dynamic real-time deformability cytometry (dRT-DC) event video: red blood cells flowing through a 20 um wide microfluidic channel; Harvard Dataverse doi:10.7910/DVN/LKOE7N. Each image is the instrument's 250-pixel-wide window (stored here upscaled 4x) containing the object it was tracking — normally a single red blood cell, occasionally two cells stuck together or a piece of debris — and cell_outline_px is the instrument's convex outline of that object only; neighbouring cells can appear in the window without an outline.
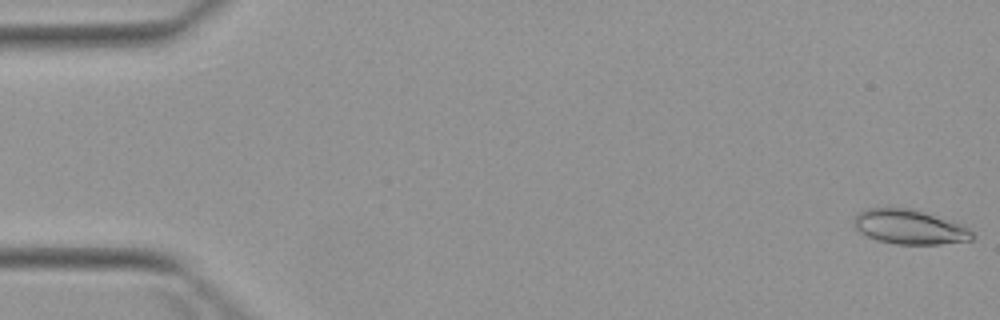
{"species": "Egyptian fruit bat (a non-hibernating species)", "species_latin": "Rousettus aegyptiacus", "temperature_condition": "warm", "stored_images_in_passage": 6, "camera_frame_rate_fps": 3000, "um_per_image_px": 0.085, "animal": {"sex": "female"}, "frame": {"image": 1, "passage_image": 1, "time_ms": 0.0, "image_size_px": [1000, 320], "cell_outline_px": [[972, 240], [940, 244], [896, 244], [880, 240], [868, 236], [860, 232], [856, 228], [852, 220], [864, 208], [912, 208], [960, 224], [968, 228], [972, 232]], "centroid_in_image_um": [77.29, 19.28], "position_along_channel_um": 7.7, "area_um2": 23.47}}
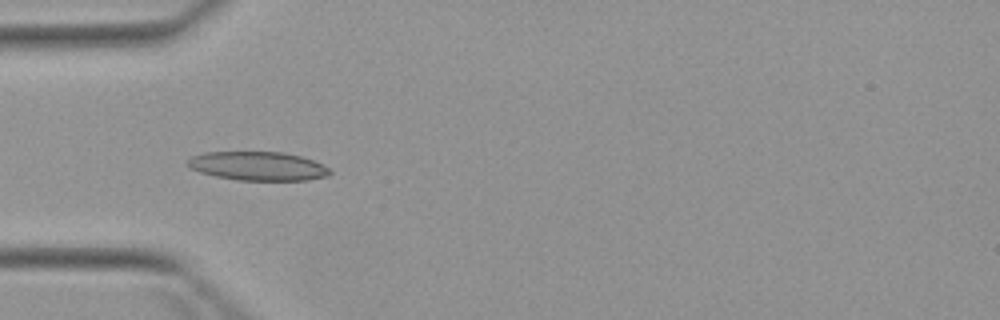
{"frame": {"image": 2, "passage_image": 5, "time_ms": 5.0, "image_size_px": [1000, 320], "cell_outline_px": [[332, 172], [328, 176], [308, 180], [236, 180], [216, 176], [200, 172], [188, 168], [184, 164], [192, 156], [204, 152], [284, 152], [300, 156], [312, 160], [328, 168]], "centroid_in_image_um": [21.88, 14.11], "position_along_channel_um": 63.1, "area_um2": 23.93}}
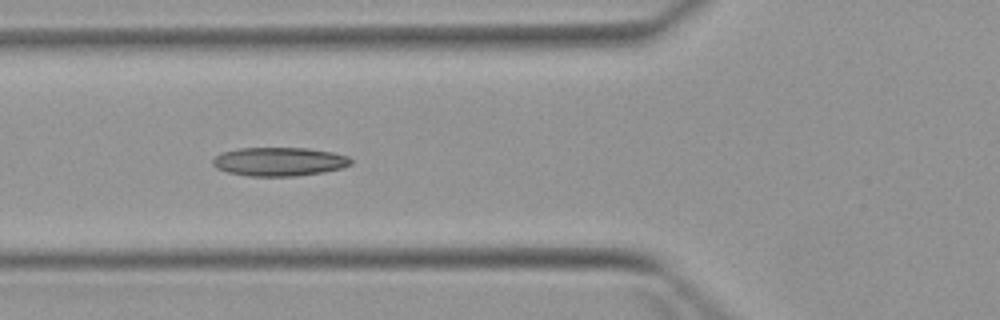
{"frame": {"image": 3, "passage_image": 6, "time_ms": 6.0, "image_size_px": [1000, 320], "cell_outline_px": [[352, 164], [340, 168], [324, 172], [296, 176], [248, 176], [228, 172], [216, 168], [212, 164], [212, 160], [216, 156], [224, 152], [240, 148], [308, 148], [332, 152], [348, 156], [352, 160]], "centroid_in_image_um": [23.75, 13.74], "position_along_channel_um": 102.1, "area_um2": 23.06}}